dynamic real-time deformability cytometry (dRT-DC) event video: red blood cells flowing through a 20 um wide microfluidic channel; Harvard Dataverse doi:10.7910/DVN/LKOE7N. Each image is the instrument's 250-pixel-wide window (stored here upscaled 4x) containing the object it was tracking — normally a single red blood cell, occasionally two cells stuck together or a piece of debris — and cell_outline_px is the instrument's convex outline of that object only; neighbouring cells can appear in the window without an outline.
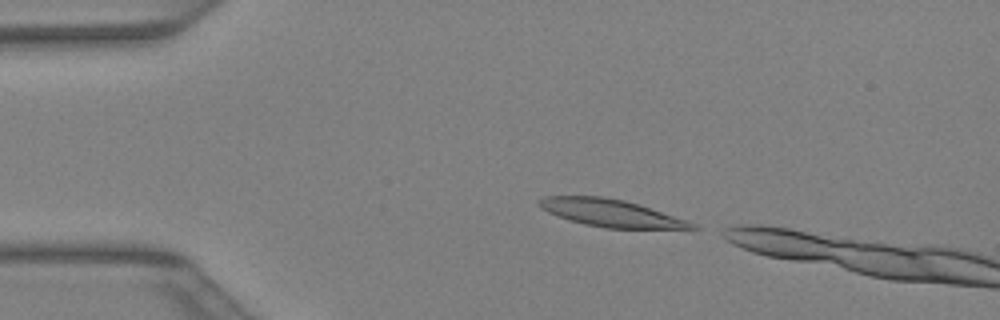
{"species": "Egyptian fruit bat (a non-hibernating species)", "species_latin": "Rousettus aegyptiacus", "temperature_condition": "warm", "stored_images_in_passage": 35, "camera_frame_rate_fps": 3000, "um_per_image_px": 0.085, "animal": {"sex": "female"}, "frame": {"image": 1, "passage_image": 1, "time_ms": 0.0, "image_size_px": [1000, 320], "cell_outline_px": [[700, 228], [604, 228], [584, 224], [568, 220], [548, 212], [540, 208], [536, 200], [544, 196], [604, 196], [624, 200], [640, 204], [696, 224]], "centroid_in_image_um": [51.84, 18.09], "position_along_channel_um": 33.2, "area_um2": 24.22}}
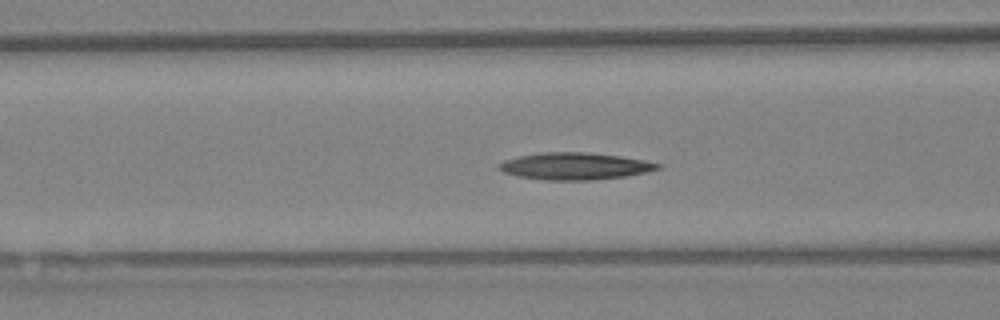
{"frame": {"image": 2, "passage_image": 9, "time_ms": 2.667, "image_size_px": [1000, 320], "cell_outline_px": [[664, 164], [660, 168], [644, 172], [624, 176], [592, 180], [548, 180], [520, 176], [504, 172], [496, 168], [496, 164], [504, 160], [520, 156], [544, 152], [584, 152], [620, 156], [644, 160]], "centroid_in_image_um": [48.85, 14.12], "position_along_channel_um": 117.8, "area_um2": 24.8}}
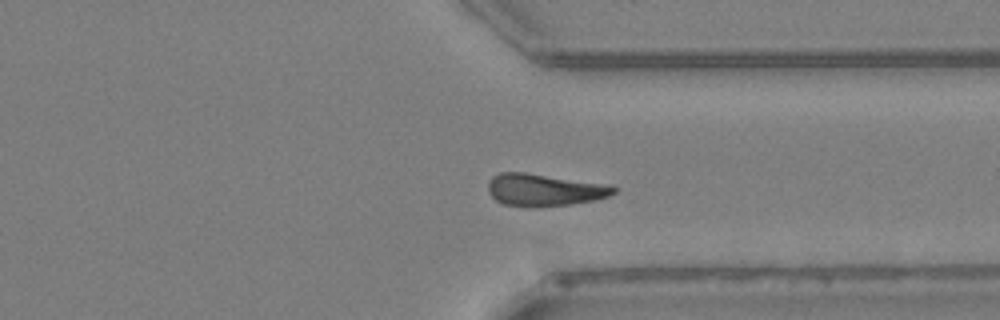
{"frame": {"image": 3, "passage_image": 24, "time_ms": 7.667, "image_size_px": [1000, 320], "cell_outline_px": [[616, 192], [608, 196], [596, 200], [572, 204], [536, 208], [504, 204], [496, 200], [488, 192], [488, 180], [492, 176], [500, 172], [524, 172], [612, 184], [616, 188]], "centroid_in_image_um": [46.29, 16.14], "position_along_channel_um": 365.1, "area_um2": 24.04}}